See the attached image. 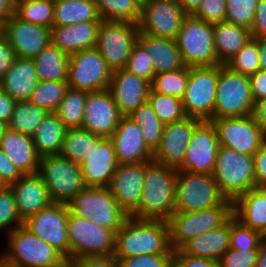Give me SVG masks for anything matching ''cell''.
Segmentation results:
<instances>
[{
	"mask_svg": "<svg viewBox=\"0 0 266 267\" xmlns=\"http://www.w3.org/2000/svg\"><path fill=\"white\" fill-rule=\"evenodd\" d=\"M173 252L166 220L136 219L129 216L115 235L113 255L117 258Z\"/></svg>",
	"mask_w": 266,
	"mask_h": 267,
	"instance_id": "cell-1",
	"label": "cell"
},
{
	"mask_svg": "<svg viewBox=\"0 0 266 267\" xmlns=\"http://www.w3.org/2000/svg\"><path fill=\"white\" fill-rule=\"evenodd\" d=\"M178 170L146 161V173L139 207L130 215L136 219L168 220L174 213Z\"/></svg>",
	"mask_w": 266,
	"mask_h": 267,
	"instance_id": "cell-2",
	"label": "cell"
},
{
	"mask_svg": "<svg viewBox=\"0 0 266 267\" xmlns=\"http://www.w3.org/2000/svg\"><path fill=\"white\" fill-rule=\"evenodd\" d=\"M6 236L5 251L0 253L5 267H61L67 262L56 249L24 225Z\"/></svg>",
	"mask_w": 266,
	"mask_h": 267,
	"instance_id": "cell-3",
	"label": "cell"
},
{
	"mask_svg": "<svg viewBox=\"0 0 266 267\" xmlns=\"http://www.w3.org/2000/svg\"><path fill=\"white\" fill-rule=\"evenodd\" d=\"M212 175L221 193L234 201L256 187L253 155L219 146Z\"/></svg>",
	"mask_w": 266,
	"mask_h": 267,
	"instance_id": "cell-4",
	"label": "cell"
},
{
	"mask_svg": "<svg viewBox=\"0 0 266 267\" xmlns=\"http://www.w3.org/2000/svg\"><path fill=\"white\" fill-rule=\"evenodd\" d=\"M68 206L72 213L115 233L129 217L112 196L109 187H85L72 198Z\"/></svg>",
	"mask_w": 266,
	"mask_h": 267,
	"instance_id": "cell-5",
	"label": "cell"
},
{
	"mask_svg": "<svg viewBox=\"0 0 266 267\" xmlns=\"http://www.w3.org/2000/svg\"><path fill=\"white\" fill-rule=\"evenodd\" d=\"M232 216L233 201L229 199L217 207L190 212H174L167 220L172 250H178L191 238L221 227Z\"/></svg>",
	"mask_w": 266,
	"mask_h": 267,
	"instance_id": "cell-6",
	"label": "cell"
},
{
	"mask_svg": "<svg viewBox=\"0 0 266 267\" xmlns=\"http://www.w3.org/2000/svg\"><path fill=\"white\" fill-rule=\"evenodd\" d=\"M184 66L202 67L218 65L213 24L188 15L175 39Z\"/></svg>",
	"mask_w": 266,
	"mask_h": 267,
	"instance_id": "cell-7",
	"label": "cell"
},
{
	"mask_svg": "<svg viewBox=\"0 0 266 267\" xmlns=\"http://www.w3.org/2000/svg\"><path fill=\"white\" fill-rule=\"evenodd\" d=\"M37 174L47 186L53 203L68 204L86 187L80 164L60 155L40 157Z\"/></svg>",
	"mask_w": 266,
	"mask_h": 267,
	"instance_id": "cell-8",
	"label": "cell"
},
{
	"mask_svg": "<svg viewBox=\"0 0 266 267\" xmlns=\"http://www.w3.org/2000/svg\"><path fill=\"white\" fill-rule=\"evenodd\" d=\"M254 107L249 77L219 64L214 118L253 115Z\"/></svg>",
	"mask_w": 266,
	"mask_h": 267,
	"instance_id": "cell-9",
	"label": "cell"
},
{
	"mask_svg": "<svg viewBox=\"0 0 266 267\" xmlns=\"http://www.w3.org/2000/svg\"><path fill=\"white\" fill-rule=\"evenodd\" d=\"M67 230L70 262L85 257L108 256L114 253L116 233L113 230L100 227L70 210Z\"/></svg>",
	"mask_w": 266,
	"mask_h": 267,
	"instance_id": "cell-10",
	"label": "cell"
},
{
	"mask_svg": "<svg viewBox=\"0 0 266 267\" xmlns=\"http://www.w3.org/2000/svg\"><path fill=\"white\" fill-rule=\"evenodd\" d=\"M226 199L212 174L178 170L174 212H190L217 207Z\"/></svg>",
	"mask_w": 266,
	"mask_h": 267,
	"instance_id": "cell-11",
	"label": "cell"
},
{
	"mask_svg": "<svg viewBox=\"0 0 266 267\" xmlns=\"http://www.w3.org/2000/svg\"><path fill=\"white\" fill-rule=\"evenodd\" d=\"M219 64L215 66L189 67V78L182 99L187 117L200 120L214 119Z\"/></svg>",
	"mask_w": 266,
	"mask_h": 267,
	"instance_id": "cell-12",
	"label": "cell"
},
{
	"mask_svg": "<svg viewBox=\"0 0 266 267\" xmlns=\"http://www.w3.org/2000/svg\"><path fill=\"white\" fill-rule=\"evenodd\" d=\"M139 34L138 24L130 22L101 21L95 48L112 70L124 69Z\"/></svg>",
	"mask_w": 266,
	"mask_h": 267,
	"instance_id": "cell-13",
	"label": "cell"
},
{
	"mask_svg": "<svg viewBox=\"0 0 266 267\" xmlns=\"http://www.w3.org/2000/svg\"><path fill=\"white\" fill-rule=\"evenodd\" d=\"M112 70L96 48L86 49L69 56L68 88L97 92L108 89Z\"/></svg>",
	"mask_w": 266,
	"mask_h": 267,
	"instance_id": "cell-14",
	"label": "cell"
},
{
	"mask_svg": "<svg viewBox=\"0 0 266 267\" xmlns=\"http://www.w3.org/2000/svg\"><path fill=\"white\" fill-rule=\"evenodd\" d=\"M68 215V204L52 203L41 209L36 215L25 220L23 225L70 262V243L67 230Z\"/></svg>",
	"mask_w": 266,
	"mask_h": 267,
	"instance_id": "cell-15",
	"label": "cell"
},
{
	"mask_svg": "<svg viewBox=\"0 0 266 267\" xmlns=\"http://www.w3.org/2000/svg\"><path fill=\"white\" fill-rule=\"evenodd\" d=\"M210 121L222 147L253 155L266 140V135L253 115L214 118Z\"/></svg>",
	"mask_w": 266,
	"mask_h": 267,
	"instance_id": "cell-16",
	"label": "cell"
},
{
	"mask_svg": "<svg viewBox=\"0 0 266 267\" xmlns=\"http://www.w3.org/2000/svg\"><path fill=\"white\" fill-rule=\"evenodd\" d=\"M187 16L176 0H148L141 7L138 29L151 36L175 40Z\"/></svg>",
	"mask_w": 266,
	"mask_h": 267,
	"instance_id": "cell-17",
	"label": "cell"
},
{
	"mask_svg": "<svg viewBox=\"0 0 266 267\" xmlns=\"http://www.w3.org/2000/svg\"><path fill=\"white\" fill-rule=\"evenodd\" d=\"M219 146L213 123L210 120H202L194 128L183 164L177 170L212 174Z\"/></svg>",
	"mask_w": 266,
	"mask_h": 267,
	"instance_id": "cell-18",
	"label": "cell"
},
{
	"mask_svg": "<svg viewBox=\"0 0 266 267\" xmlns=\"http://www.w3.org/2000/svg\"><path fill=\"white\" fill-rule=\"evenodd\" d=\"M201 121L186 117L179 122L165 124L162 139L153 152V161L178 169L183 164L194 128Z\"/></svg>",
	"mask_w": 266,
	"mask_h": 267,
	"instance_id": "cell-19",
	"label": "cell"
},
{
	"mask_svg": "<svg viewBox=\"0 0 266 267\" xmlns=\"http://www.w3.org/2000/svg\"><path fill=\"white\" fill-rule=\"evenodd\" d=\"M3 35L18 58H35L51 43V28L22 21L16 16L3 24Z\"/></svg>",
	"mask_w": 266,
	"mask_h": 267,
	"instance_id": "cell-20",
	"label": "cell"
},
{
	"mask_svg": "<svg viewBox=\"0 0 266 267\" xmlns=\"http://www.w3.org/2000/svg\"><path fill=\"white\" fill-rule=\"evenodd\" d=\"M121 117L108 89L89 92L84 108L82 129L102 138H110Z\"/></svg>",
	"mask_w": 266,
	"mask_h": 267,
	"instance_id": "cell-21",
	"label": "cell"
},
{
	"mask_svg": "<svg viewBox=\"0 0 266 267\" xmlns=\"http://www.w3.org/2000/svg\"><path fill=\"white\" fill-rule=\"evenodd\" d=\"M146 161L119 164L109 189L120 207L130 216L140 204Z\"/></svg>",
	"mask_w": 266,
	"mask_h": 267,
	"instance_id": "cell-22",
	"label": "cell"
},
{
	"mask_svg": "<svg viewBox=\"0 0 266 267\" xmlns=\"http://www.w3.org/2000/svg\"><path fill=\"white\" fill-rule=\"evenodd\" d=\"M108 90L122 116L148 102L151 83L124 69L112 71Z\"/></svg>",
	"mask_w": 266,
	"mask_h": 267,
	"instance_id": "cell-23",
	"label": "cell"
},
{
	"mask_svg": "<svg viewBox=\"0 0 266 267\" xmlns=\"http://www.w3.org/2000/svg\"><path fill=\"white\" fill-rule=\"evenodd\" d=\"M119 163L110 138H103L80 163L86 187H109Z\"/></svg>",
	"mask_w": 266,
	"mask_h": 267,
	"instance_id": "cell-24",
	"label": "cell"
},
{
	"mask_svg": "<svg viewBox=\"0 0 266 267\" xmlns=\"http://www.w3.org/2000/svg\"><path fill=\"white\" fill-rule=\"evenodd\" d=\"M110 139L119 164L153 161V151L147 146L141 129L131 117H121Z\"/></svg>",
	"mask_w": 266,
	"mask_h": 267,
	"instance_id": "cell-25",
	"label": "cell"
},
{
	"mask_svg": "<svg viewBox=\"0 0 266 267\" xmlns=\"http://www.w3.org/2000/svg\"><path fill=\"white\" fill-rule=\"evenodd\" d=\"M10 187L23 222L53 203L47 186L38 174H25Z\"/></svg>",
	"mask_w": 266,
	"mask_h": 267,
	"instance_id": "cell-26",
	"label": "cell"
},
{
	"mask_svg": "<svg viewBox=\"0 0 266 267\" xmlns=\"http://www.w3.org/2000/svg\"><path fill=\"white\" fill-rule=\"evenodd\" d=\"M101 22H83L67 26L51 27V43L67 55L92 49L96 46Z\"/></svg>",
	"mask_w": 266,
	"mask_h": 267,
	"instance_id": "cell-27",
	"label": "cell"
},
{
	"mask_svg": "<svg viewBox=\"0 0 266 267\" xmlns=\"http://www.w3.org/2000/svg\"><path fill=\"white\" fill-rule=\"evenodd\" d=\"M39 83L33 59L16 58L0 80V88L16 101L28 100Z\"/></svg>",
	"mask_w": 266,
	"mask_h": 267,
	"instance_id": "cell-28",
	"label": "cell"
},
{
	"mask_svg": "<svg viewBox=\"0 0 266 267\" xmlns=\"http://www.w3.org/2000/svg\"><path fill=\"white\" fill-rule=\"evenodd\" d=\"M0 149L24 175L38 173L40 156L32 136L8 128L0 140Z\"/></svg>",
	"mask_w": 266,
	"mask_h": 267,
	"instance_id": "cell-29",
	"label": "cell"
},
{
	"mask_svg": "<svg viewBox=\"0 0 266 267\" xmlns=\"http://www.w3.org/2000/svg\"><path fill=\"white\" fill-rule=\"evenodd\" d=\"M233 216L266 235V187H255L233 201Z\"/></svg>",
	"mask_w": 266,
	"mask_h": 267,
	"instance_id": "cell-30",
	"label": "cell"
},
{
	"mask_svg": "<svg viewBox=\"0 0 266 267\" xmlns=\"http://www.w3.org/2000/svg\"><path fill=\"white\" fill-rule=\"evenodd\" d=\"M230 248V219L221 227L189 239L179 250L186 255L218 261Z\"/></svg>",
	"mask_w": 266,
	"mask_h": 267,
	"instance_id": "cell-31",
	"label": "cell"
},
{
	"mask_svg": "<svg viewBox=\"0 0 266 267\" xmlns=\"http://www.w3.org/2000/svg\"><path fill=\"white\" fill-rule=\"evenodd\" d=\"M137 41L150 54L155 74L184 67L180 51L174 39L155 37L139 31Z\"/></svg>",
	"mask_w": 266,
	"mask_h": 267,
	"instance_id": "cell-32",
	"label": "cell"
},
{
	"mask_svg": "<svg viewBox=\"0 0 266 267\" xmlns=\"http://www.w3.org/2000/svg\"><path fill=\"white\" fill-rule=\"evenodd\" d=\"M213 31L217 61L220 65H225L252 39L250 29L226 21L213 24Z\"/></svg>",
	"mask_w": 266,
	"mask_h": 267,
	"instance_id": "cell-33",
	"label": "cell"
},
{
	"mask_svg": "<svg viewBox=\"0 0 266 267\" xmlns=\"http://www.w3.org/2000/svg\"><path fill=\"white\" fill-rule=\"evenodd\" d=\"M101 21L95 0H54L53 26Z\"/></svg>",
	"mask_w": 266,
	"mask_h": 267,
	"instance_id": "cell-34",
	"label": "cell"
},
{
	"mask_svg": "<svg viewBox=\"0 0 266 267\" xmlns=\"http://www.w3.org/2000/svg\"><path fill=\"white\" fill-rule=\"evenodd\" d=\"M67 128L54 114L49 113L32 135L37 154L59 155Z\"/></svg>",
	"mask_w": 266,
	"mask_h": 267,
	"instance_id": "cell-35",
	"label": "cell"
},
{
	"mask_svg": "<svg viewBox=\"0 0 266 267\" xmlns=\"http://www.w3.org/2000/svg\"><path fill=\"white\" fill-rule=\"evenodd\" d=\"M39 81L67 82L69 55L50 43L33 58Z\"/></svg>",
	"mask_w": 266,
	"mask_h": 267,
	"instance_id": "cell-36",
	"label": "cell"
},
{
	"mask_svg": "<svg viewBox=\"0 0 266 267\" xmlns=\"http://www.w3.org/2000/svg\"><path fill=\"white\" fill-rule=\"evenodd\" d=\"M102 139L82 128L67 129L59 155L80 164L91 150L92 144H98Z\"/></svg>",
	"mask_w": 266,
	"mask_h": 267,
	"instance_id": "cell-37",
	"label": "cell"
},
{
	"mask_svg": "<svg viewBox=\"0 0 266 267\" xmlns=\"http://www.w3.org/2000/svg\"><path fill=\"white\" fill-rule=\"evenodd\" d=\"M49 112L28 100L16 101L8 128L32 136Z\"/></svg>",
	"mask_w": 266,
	"mask_h": 267,
	"instance_id": "cell-38",
	"label": "cell"
},
{
	"mask_svg": "<svg viewBox=\"0 0 266 267\" xmlns=\"http://www.w3.org/2000/svg\"><path fill=\"white\" fill-rule=\"evenodd\" d=\"M89 92L68 88L54 114L67 129L82 128L86 99Z\"/></svg>",
	"mask_w": 266,
	"mask_h": 267,
	"instance_id": "cell-39",
	"label": "cell"
},
{
	"mask_svg": "<svg viewBox=\"0 0 266 267\" xmlns=\"http://www.w3.org/2000/svg\"><path fill=\"white\" fill-rule=\"evenodd\" d=\"M103 21L130 22L138 24L141 7L133 0H95Z\"/></svg>",
	"mask_w": 266,
	"mask_h": 267,
	"instance_id": "cell-40",
	"label": "cell"
},
{
	"mask_svg": "<svg viewBox=\"0 0 266 267\" xmlns=\"http://www.w3.org/2000/svg\"><path fill=\"white\" fill-rule=\"evenodd\" d=\"M129 117L136 122L147 146L154 152L162 139L164 124L159 120L149 102L142 104Z\"/></svg>",
	"mask_w": 266,
	"mask_h": 267,
	"instance_id": "cell-41",
	"label": "cell"
},
{
	"mask_svg": "<svg viewBox=\"0 0 266 267\" xmlns=\"http://www.w3.org/2000/svg\"><path fill=\"white\" fill-rule=\"evenodd\" d=\"M189 78V67L155 74L151 89L162 95L183 99Z\"/></svg>",
	"mask_w": 266,
	"mask_h": 267,
	"instance_id": "cell-42",
	"label": "cell"
},
{
	"mask_svg": "<svg viewBox=\"0 0 266 267\" xmlns=\"http://www.w3.org/2000/svg\"><path fill=\"white\" fill-rule=\"evenodd\" d=\"M54 0L16 2V17L44 27H53Z\"/></svg>",
	"mask_w": 266,
	"mask_h": 267,
	"instance_id": "cell-43",
	"label": "cell"
},
{
	"mask_svg": "<svg viewBox=\"0 0 266 267\" xmlns=\"http://www.w3.org/2000/svg\"><path fill=\"white\" fill-rule=\"evenodd\" d=\"M67 89V82L39 81L28 101L49 113H54L64 98Z\"/></svg>",
	"mask_w": 266,
	"mask_h": 267,
	"instance_id": "cell-44",
	"label": "cell"
},
{
	"mask_svg": "<svg viewBox=\"0 0 266 267\" xmlns=\"http://www.w3.org/2000/svg\"><path fill=\"white\" fill-rule=\"evenodd\" d=\"M148 102L164 125L179 122L187 117L179 98L162 95L151 89Z\"/></svg>",
	"mask_w": 266,
	"mask_h": 267,
	"instance_id": "cell-45",
	"label": "cell"
},
{
	"mask_svg": "<svg viewBox=\"0 0 266 267\" xmlns=\"http://www.w3.org/2000/svg\"><path fill=\"white\" fill-rule=\"evenodd\" d=\"M225 66L233 72L248 77L258 72L260 63L257 40L252 38Z\"/></svg>",
	"mask_w": 266,
	"mask_h": 267,
	"instance_id": "cell-46",
	"label": "cell"
},
{
	"mask_svg": "<svg viewBox=\"0 0 266 267\" xmlns=\"http://www.w3.org/2000/svg\"><path fill=\"white\" fill-rule=\"evenodd\" d=\"M262 234L241 223L234 216L230 218V248L236 250H259Z\"/></svg>",
	"mask_w": 266,
	"mask_h": 267,
	"instance_id": "cell-47",
	"label": "cell"
},
{
	"mask_svg": "<svg viewBox=\"0 0 266 267\" xmlns=\"http://www.w3.org/2000/svg\"><path fill=\"white\" fill-rule=\"evenodd\" d=\"M23 223L18 214L14 193L7 186L0 190V233L5 231L8 234Z\"/></svg>",
	"mask_w": 266,
	"mask_h": 267,
	"instance_id": "cell-48",
	"label": "cell"
},
{
	"mask_svg": "<svg viewBox=\"0 0 266 267\" xmlns=\"http://www.w3.org/2000/svg\"><path fill=\"white\" fill-rule=\"evenodd\" d=\"M226 22L251 28L259 0H226Z\"/></svg>",
	"mask_w": 266,
	"mask_h": 267,
	"instance_id": "cell-49",
	"label": "cell"
},
{
	"mask_svg": "<svg viewBox=\"0 0 266 267\" xmlns=\"http://www.w3.org/2000/svg\"><path fill=\"white\" fill-rule=\"evenodd\" d=\"M125 69L150 83L154 79L155 70L153 61L150 58V54L138 41L132 47Z\"/></svg>",
	"mask_w": 266,
	"mask_h": 267,
	"instance_id": "cell-50",
	"label": "cell"
},
{
	"mask_svg": "<svg viewBox=\"0 0 266 267\" xmlns=\"http://www.w3.org/2000/svg\"><path fill=\"white\" fill-rule=\"evenodd\" d=\"M259 250L229 248L218 260V267H256Z\"/></svg>",
	"mask_w": 266,
	"mask_h": 267,
	"instance_id": "cell-51",
	"label": "cell"
},
{
	"mask_svg": "<svg viewBox=\"0 0 266 267\" xmlns=\"http://www.w3.org/2000/svg\"><path fill=\"white\" fill-rule=\"evenodd\" d=\"M226 8V0H202L192 16L207 23L215 24L225 20Z\"/></svg>",
	"mask_w": 266,
	"mask_h": 267,
	"instance_id": "cell-52",
	"label": "cell"
},
{
	"mask_svg": "<svg viewBox=\"0 0 266 267\" xmlns=\"http://www.w3.org/2000/svg\"><path fill=\"white\" fill-rule=\"evenodd\" d=\"M173 254H146L118 258L120 267H172Z\"/></svg>",
	"mask_w": 266,
	"mask_h": 267,
	"instance_id": "cell-53",
	"label": "cell"
},
{
	"mask_svg": "<svg viewBox=\"0 0 266 267\" xmlns=\"http://www.w3.org/2000/svg\"><path fill=\"white\" fill-rule=\"evenodd\" d=\"M172 267H218V261L186 255L178 249L173 252Z\"/></svg>",
	"mask_w": 266,
	"mask_h": 267,
	"instance_id": "cell-54",
	"label": "cell"
},
{
	"mask_svg": "<svg viewBox=\"0 0 266 267\" xmlns=\"http://www.w3.org/2000/svg\"><path fill=\"white\" fill-rule=\"evenodd\" d=\"M24 174L10 160V158L0 149V178L7 186L17 182Z\"/></svg>",
	"mask_w": 266,
	"mask_h": 267,
	"instance_id": "cell-55",
	"label": "cell"
},
{
	"mask_svg": "<svg viewBox=\"0 0 266 267\" xmlns=\"http://www.w3.org/2000/svg\"><path fill=\"white\" fill-rule=\"evenodd\" d=\"M256 187H266V140L253 154Z\"/></svg>",
	"mask_w": 266,
	"mask_h": 267,
	"instance_id": "cell-56",
	"label": "cell"
},
{
	"mask_svg": "<svg viewBox=\"0 0 266 267\" xmlns=\"http://www.w3.org/2000/svg\"><path fill=\"white\" fill-rule=\"evenodd\" d=\"M71 264L73 267H120L118 258L113 254L76 259Z\"/></svg>",
	"mask_w": 266,
	"mask_h": 267,
	"instance_id": "cell-57",
	"label": "cell"
},
{
	"mask_svg": "<svg viewBox=\"0 0 266 267\" xmlns=\"http://www.w3.org/2000/svg\"><path fill=\"white\" fill-rule=\"evenodd\" d=\"M17 56L11 43L4 35L0 36V80L14 64Z\"/></svg>",
	"mask_w": 266,
	"mask_h": 267,
	"instance_id": "cell-58",
	"label": "cell"
},
{
	"mask_svg": "<svg viewBox=\"0 0 266 267\" xmlns=\"http://www.w3.org/2000/svg\"><path fill=\"white\" fill-rule=\"evenodd\" d=\"M250 34L253 39L266 37V0H259L254 22L250 28Z\"/></svg>",
	"mask_w": 266,
	"mask_h": 267,
	"instance_id": "cell-59",
	"label": "cell"
},
{
	"mask_svg": "<svg viewBox=\"0 0 266 267\" xmlns=\"http://www.w3.org/2000/svg\"><path fill=\"white\" fill-rule=\"evenodd\" d=\"M251 94L254 102H258L266 97V72L259 70L249 76Z\"/></svg>",
	"mask_w": 266,
	"mask_h": 267,
	"instance_id": "cell-60",
	"label": "cell"
},
{
	"mask_svg": "<svg viewBox=\"0 0 266 267\" xmlns=\"http://www.w3.org/2000/svg\"><path fill=\"white\" fill-rule=\"evenodd\" d=\"M16 100L0 88V121L9 123Z\"/></svg>",
	"mask_w": 266,
	"mask_h": 267,
	"instance_id": "cell-61",
	"label": "cell"
},
{
	"mask_svg": "<svg viewBox=\"0 0 266 267\" xmlns=\"http://www.w3.org/2000/svg\"><path fill=\"white\" fill-rule=\"evenodd\" d=\"M16 16V0H0V22L4 24Z\"/></svg>",
	"mask_w": 266,
	"mask_h": 267,
	"instance_id": "cell-62",
	"label": "cell"
},
{
	"mask_svg": "<svg viewBox=\"0 0 266 267\" xmlns=\"http://www.w3.org/2000/svg\"><path fill=\"white\" fill-rule=\"evenodd\" d=\"M253 116L266 135V97L255 102Z\"/></svg>",
	"mask_w": 266,
	"mask_h": 267,
	"instance_id": "cell-63",
	"label": "cell"
},
{
	"mask_svg": "<svg viewBox=\"0 0 266 267\" xmlns=\"http://www.w3.org/2000/svg\"><path fill=\"white\" fill-rule=\"evenodd\" d=\"M259 48L260 70L266 72V37L256 38Z\"/></svg>",
	"mask_w": 266,
	"mask_h": 267,
	"instance_id": "cell-64",
	"label": "cell"
},
{
	"mask_svg": "<svg viewBox=\"0 0 266 267\" xmlns=\"http://www.w3.org/2000/svg\"><path fill=\"white\" fill-rule=\"evenodd\" d=\"M176 1L188 15H192L198 9L202 0H176Z\"/></svg>",
	"mask_w": 266,
	"mask_h": 267,
	"instance_id": "cell-65",
	"label": "cell"
},
{
	"mask_svg": "<svg viewBox=\"0 0 266 267\" xmlns=\"http://www.w3.org/2000/svg\"><path fill=\"white\" fill-rule=\"evenodd\" d=\"M256 267H266V235H263L259 244V253Z\"/></svg>",
	"mask_w": 266,
	"mask_h": 267,
	"instance_id": "cell-66",
	"label": "cell"
},
{
	"mask_svg": "<svg viewBox=\"0 0 266 267\" xmlns=\"http://www.w3.org/2000/svg\"><path fill=\"white\" fill-rule=\"evenodd\" d=\"M7 130H8V123L0 121V140L5 135Z\"/></svg>",
	"mask_w": 266,
	"mask_h": 267,
	"instance_id": "cell-67",
	"label": "cell"
},
{
	"mask_svg": "<svg viewBox=\"0 0 266 267\" xmlns=\"http://www.w3.org/2000/svg\"><path fill=\"white\" fill-rule=\"evenodd\" d=\"M135 1L140 7H142L148 0H133Z\"/></svg>",
	"mask_w": 266,
	"mask_h": 267,
	"instance_id": "cell-68",
	"label": "cell"
},
{
	"mask_svg": "<svg viewBox=\"0 0 266 267\" xmlns=\"http://www.w3.org/2000/svg\"><path fill=\"white\" fill-rule=\"evenodd\" d=\"M7 187V185L5 184V182L0 178V190H3Z\"/></svg>",
	"mask_w": 266,
	"mask_h": 267,
	"instance_id": "cell-69",
	"label": "cell"
},
{
	"mask_svg": "<svg viewBox=\"0 0 266 267\" xmlns=\"http://www.w3.org/2000/svg\"><path fill=\"white\" fill-rule=\"evenodd\" d=\"M61 267H73L72 266V264H71V262H66L63 266H61Z\"/></svg>",
	"mask_w": 266,
	"mask_h": 267,
	"instance_id": "cell-70",
	"label": "cell"
},
{
	"mask_svg": "<svg viewBox=\"0 0 266 267\" xmlns=\"http://www.w3.org/2000/svg\"><path fill=\"white\" fill-rule=\"evenodd\" d=\"M3 35V24L0 22V36Z\"/></svg>",
	"mask_w": 266,
	"mask_h": 267,
	"instance_id": "cell-71",
	"label": "cell"
},
{
	"mask_svg": "<svg viewBox=\"0 0 266 267\" xmlns=\"http://www.w3.org/2000/svg\"><path fill=\"white\" fill-rule=\"evenodd\" d=\"M26 1H34V0H16V2H26Z\"/></svg>",
	"mask_w": 266,
	"mask_h": 267,
	"instance_id": "cell-72",
	"label": "cell"
}]
</instances>
